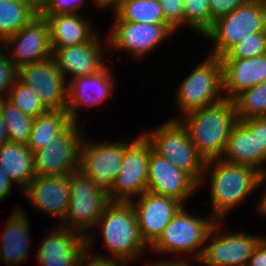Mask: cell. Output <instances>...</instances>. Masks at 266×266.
<instances>
[{
	"label": "cell",
	"instance_id": "cell-6",
	"mask_svg": "<svg viewBox=\"0 0 266 266\" xmlns=\"http://www.w3.org/2000/svg\"><path fill=\"white\" fill-rule=\"evenodd\" d=\"M183 205L170 223L163 230L158 240L150 247L157 253L180 255L188 254L192 259H201L207 236L216 222L210 218H200L191 215ZM204 245V246H203ZM184 253V254H183ZM190 253V254H189Z\"/></svg>",
	"mask_w": 266,
	"mask_h": 266
},
{
	"label": "cell",
	"instance_id": "cell-10",
	"mask_svg": "<svg viewBox=\"0 0 266 266\" xmlns=\"http://www.w3.org/2000/svg\"><path fill=\"white\" fill-rule=\"evenodd\" d=\"M220 225L221 220H216L207 236L201 259H191L192 263L197 261L198 265L200 263L203 266H247L255 247L264 236L243 231L224 233Z\"/></svg>",
	"mask_w": 266,
	"mask_h": 266
},
{
	"label": "cell",
	"instance_id": "cell-26",
	"mask_svg": "<svg viewBox=\"0 0 266 266\" xmlns=\"http://www.w3.org/2000/svg\"><path fill=\"white\" fill-rule=\"evenodd\" d=\"M0 168L21 194L36 177L34 153L26 144L8 141L0 147Z\"/></svg>",
	"mask_w": 266,
	"mask_h": 266
},
{
	"label": "cell",
	"instance_id": "cell-30",
	"mask_svg": "<svg viewBox=\"0 0 266 266\" xmlns=\"http://www.w3.org/2000/svg\"><path fill=\"white\" fill-rule=\"evenodd\" d=\"M0 113L5 122L8 141L27 144L34 119L22 113L5 97L0 98Z\"/></svg>",
	"mask_w": 266,
	"mask_h": 266
},
{
	"label": "cell",
	"instance_id": "cell-46",
	"mask_svg": "<svg viewBox=\"0 0 266 266\" xmlns=\"http://www.w3.org/2000/svg\"><path fill=\"white\" fill-rule=\"evenodd\" d=\"M8 142V135L5 126V122L3 121L2 115L0 113V147Z\"/></svg>",
	"mask_w": 266,
	"mask_h": 266
},
{
	"label": "cell",
	"instance_id": "cell-16",
	"mask_svg": "<svg viewBox=\"0 0 266 266\" xmlns=\"http://www.w3.org/2000/svg\"><path fill=\"white\" fill-rule=\"evenodd\" d=\"M135 199L138 200H131V202L135 209L139 233L149 248L158 240L184 203L173 197L150 191L144 192Z\"/></svg>",
	"mask_w": 266,
	"mask_h": 266
},
{
	"label": "cell",
	"instance_id": "cell-18",
	"mask_svg": "<svg viewBox=\"0 0 266 266\" xmlns=\"http://www.w3.org/2000/svg\"><path fill=\"white\" fill-rule=\"evenodd\" d=\"M42 239L36 252L40 266H81L87 252L86 237L61 225Z\"/></svg>",
	"mask_w": 266,
	"mask_h": 266
},
{
	"label": "cell",
	"instance_id": "cell-23",
	"mask_svg": "<svg viewBox=\"0 0 266 266\" xmlns=\"http://www.w3.org/2000/svg\"><path fill=\"white\" fill-rule=\"evenodd\" d=\"M221 61L225 100H233L242 91L266 81V54Z\"/></svg>",
	"mask_w": 266,
	"mask_h": 266
},
{
	"label": "cell",
	"instance_id": "cell-13",
	"mask_svg": "<svg viewBox=\"0 0 266 266\" xmlns=\"http://www.w3.org/2000/svg\"><path fill=\"white\" fill-rule=\"evenodd\" d=\"M80 151V169L93 184L106 194L111 193L118 171L121 168L124 147L128 139L115 143H93L83 138Z\"/></svg>",
	"mask_w": 266,
	"mask_h": 266
},
{
	"label": "cell",
	"instance_id": "cell-36",
	"mask_svg": "<svg viewBox=\"0 0 266 266\" xmlns=\"http://www.w3.org/2000/svg\"><path fill=\"white\" fill-rule=\"evenodd\" d=\"M18 79V68L0 45V98L6 97Z\"/></svg>",
	"mask_w": 266,
	"mask_h": 266
},
{
	"label": "cell",
	"instance_id": "cell-11",
	"mask_svg": "<svg viewBox=\"0 0 266 266\" xmlns=\"http://www.w3.org/2000/svg\"><path fill=\"white\" fill-rule=\"evenodd\" d=\"M83 131L73 122L64 132L34 152L36 176L70 175L80 169Z\"/></svg>",
	"mask_w": 266,
	"mask_h": 266
},
{
	"label": "cell",
	"instance_id": "cell-4",
	"mask_svg": "<svg viewBox=\"0 0 266 266\" xmlns=\"http://www.w3.org/2000/svg\"><path fill=\"white\" fill-rule=\"evenodd\" d=\"M153 151L186 172L199 186L206 160L191 142L187 129L175 117L163 122L158 128L142 133Z\"/></svg>",
	"mask_w": 266,
	"mask_h": 266
},
{
	"label": "cell",
	"instance_id": "cell-42",
	"mask_svg": "<svg viewBox=\"0 0 266 266\" xmlns=\"http://www.w3.org/2000/svg\"><path fill=\"white\" fill-rule=\"evenodd\" d=\"M265 182H266V177L263 174H261L259 181H258V184H257V188L259 189V187L261 188V186L264 187L263 185L264 184L266 185ZM262 192H264V193H263V195H261L260 201H258L259 204L257 206L258 207L257 210L260 213V215L262 214V215L266 216V188L265 187H264V191H262Z\"/></svg>",
	"mask_w": 266,
	"mask_h": 266
},
{
	"label": "cell",
	"instance_id": "cell-45",
	"mask_svg": "<svg viewBox=\"0 0 266 266\" xmlns=\"http://www.w3.org/2000/svg\"><path fill=\"white\" fill-rule=\"evenodd\" d=\"M92 1L100 9L112 7L113 8L112 10L114 11L122 0H92Z\"/></svg>",
	"mask_w": 266,
	"mask_h": 266
},
{
	"label": "cell",
	"instance_id": "cell-2",
	"mask_svg": "<svg viewBox=\"0 0 266 266\" xmlns=\"http://www.w3.org/2000/svg\"><path fill=\"white\" fill-rule=\"evenodd\" d=\"M177 118L206 161L221 158L230 132L238 121L233 101L225 99Z\"/></svg>",
	"mask_w": 266,
	"mask_h": 266
},
{
	"label": "cell",
	"instance_id": "cell-29",
	"mask_svg": "<svg viewBox=\"0 0 266 266\" xmlns=\"http://www.w3.org/2000/svg\"><path fill=\"white\" fill-rule=\"evenodd\" d=\"M114 12L121 21L168 24L158 0H122Z\"/></svg>",
	"mask_w": 266,
	"mask_h": 266
},
{
	"label": "cell",
	"instance_id": "cell-1",
	"mask_svg": "<svg viewBox=\"0 0 266 266\" xmlns=\"http://www.w3.org/2000/svg\"><path fill=\"white\" fill-rule=\"evenodd\" d=\"M260 176L259 171L246 165L232 164L221 159L206 161L200 184H204L205 177L210 178L212 217L223 222L225 214L258 190Z\"/></svg>",
	"mask_w": 266,
	"mask_h": 266
},
{
	"label": "cell",
	"instance_id": "cell-25",
	"mask_svg": "<svg viewBox=\"0 0 266 266\" xmlns=\"http://www.w3.org/2000/svg\"><path fill=\"white\" fill-rule=\"evenodd\" d=\"M41 16L49 23L51 48H65L89 42L97 34L82 13Z\"/></svg>",
	"mask_w": 266,
	"mask_h": 266
},
{
	"label": "cell",
	"instance_id": "cell-39",
	"mask_svg": "<svg viewBox=\"0 0 266 266\" xmlns=\"http://www.w3.org/2000/svg\"><path fill=\"white\" fill-rule=\"evenodd\" d=\"M94 252H86L83 257L81 266H127L128 262L111 258H101L91 255ZM92 256V257H91Z\"/></svg>",
	"mask_w": 266,
	"mask_h": 266
},
{
	"label": "cell",
	"instance_id": "cell-21",
	"mask_svg": "<svg viewBox=\"0 0 266 266\" xmlns=\"http://www.w3.org/2000/svg\"><path fill=\"white\" fill-rule=\"evenodd\" d=\"M199 188V185L183 170L150 152L147 191L173 197L182 203Z\"/></svg>",
	"mask_w": 266,
	"mask_h": 266
},
{
	"label": "cell",
	"instance_id": "cell-47",
	"mask_svg": "<svg viewBox=\"0 0 266 266\" xmlns=\"http://www.w3.org/2000/svg\"><path fill=\"white\" fill-rule=\"evenodd\" d=\"M263 3H264V6H265V9H266V0H263Z\"/></svg>",
	"mask_w": 266,
	"mask_h": 266
},
{
	"label": "cell",
	"instance_id": "cell-15",
	"mask_svg": "<svg viewBox=\"0 0 266 266\" xmlns=\"http://www.w3.org/2000/svg\"><path fill=\"white\" fill-rule=\"evenodd\" d=\"M1 46L17 68L50 58L52 48L47 19L38 14Z\"/></svg>",
	"mask_w": 266,
	"mask_h": 266
},
{
	"label": "cell",
	"instance_id": "cell-14",
	"mask_svg": "<svg viewBox=\"0 0 266 266\" xmlns=\"http://www.w3.org/2000/svg\"><path fill=\"white\" fill-rule=\"evenodd\" d=\"M18 79L28 85L47 110H61L68 103V81L54 58L18 68Z\"/></svg>",
	"mask_w": 266,
	"mask_h": 266
},
{
	"label": "cell",
	"instance_id": "cell-27",
	"mask_svg": "<svg viewBox=\"0 0 266 266\" xmlns=\"http://www.w3.org/2000/svg\"><path fill=\"white\" fill-rule=\"evenodd\" d=\"M72 123L73 120L70 118L66 108L48 110L33 120L26 146L34 153L64 132Z\"/></svg>",
	"mask_w": 266,
	"mask_h": 266
},
{
	"label": "cell",
	"instance_id": "cell-41",
	"mask_svg": "<svg viewBox=\"0 0 266 266\" xmlns=\"http://www.w3.org/2000/svg\"><path fill=\"white\" fill-rule=\"evenodd\" d=\"M13 186V182H11L9 177L0 168V202L7 199V197L11 195Z\"/></svg>",
	"mask_w": 266,
	"mask_h": 266
},
{
	"label": "cell",
	"instance_id": "cell-22",
	"mask_svg": "<svg viewBox=\"0 0 266 266\" xmlns=\"http://www.w3.org/2000/svg\"><path fill=\"white\" fill-rule=\"evenodd\" d=\"M98 32L89 42L65 48H52V57L64 78L89 76L98 73L106 65L103 50L105 43L99 38Z\"/></svg>",
	"mask_w": 266,
	"mask_h": 266
},
{
	"label": "cell",
	"instance_id": "cell-19",
	"mask_svg": "<svg viewBox=\"0 0 266 266\" xmlns=\"http://www.w3.org/2000/svg\"><path fill=\"white\" fill-rule=\"evenodd\" d=\"M33 208L63 223L69 208V175L36 176L21 192Z\"/></svg>",
	"mask_w": 266,
	"mask_h": 266
},
{
	"label": "cell",
	"instance_id": "cell-43",
	"mask_svg": "<svg viewBox=\"0 0 266 266\" xmlns=\"http://www.w3.org/2000/svg\"><path fill=\"white\" fill-rule=\"evenodd\" d=\"M258 139L260 140V149L266 151V117H258Z\"/></svg>",
	"mask_w": 266,
	"mask_h": 266
},
{
	"label": "cell",
	"instance_id": "cell-20",
	"mask_svg": "<svg viewBox=\"0 0 266 266\" xmlns=\"http://www.w3.org/2000/svg\"><path fill=\"white\" fill-rule=\"evenodd\" d=\"M114 76L106 65L101 71L89 76L69 78L68 103L66 109L73 122H78V109L83 105L89 106L105 103L113 94L115 88Z\"/></svg>",
	"mask_w": 266,
	"mask_h": 266
},
{
	"label": "cell",
	"instance_id": "cell-33",
	"mask_svg": "<svg viewBox=\"0 0 266 266\" xmlns=\"http://www.w3.org/2000/svg\"><path fill=\"white\" fill-rule=\"evenodd\" d=\"M184 26L203 37L211 29L209 0H184Z\"/></svg>",
	"mask_w": 266,
	"mask_h": 266
},
{
	"label": "cell",
	"instance_id": "cell-40",
	"mask_svg": "<svg viewBox=\"0 0 266 266\" xmlns=\"http://www.w3.org/2000/svg\"><path fill=\"white\" fill-rule=\"evenodd\" d=\"M247 266H266V237L255 247Z\"/></svg>",
	"mask_w": 266,
	"mask_h": 266
},
{
	"label": "cell",
	"instance_id": "cell-37",
	"mask_svg": "<svg viewBox=\"0 0 266 266\" xmlns=\"http://www.w3.org/2000/svg\"><path fill=\"white\" fill-rule=\"evenodd\" d=\"M158 1L162 8V12L166 22L175 31L184 26V7H183L184 0H158Z\"/></svg>",
	"mask_w": 266,
	"mask_h": 266
},
{
	"label": "cell",
	"instance_id": "cell-32",
	"mask_svg": "<svg viewBox=\"0 0 266 266\" xmlns=\"http://www.w3.org/2000/svg\"><path fill=\"white\" fill-rule=\"evenodd\" d=\"M5 98L33 119L48 111L33 90L19 79L16 80Z\"/></svg>",
	"mask_w": 266,
	"mask_h": 266
},
{
	"label": "cell",
	"instance_id": "cell-44",
	"mask_svg": "<svg viewBox=\"0 0 266 266\" xmlns=\"http://www.w3.org/2000/svg\"><path fill=\"white\" fill-rule=\"evenodd\" d=\"M184 259V257L179 260V259H176L175 261L174 260H157L156 262H152L155 266H194V265H191L192 263L190 262L191 260L189 259Z\"/></svg>",
	"mask_w": 266,
	"mask_h": 266
},
{
	"label": "cell",
	"instance_id": "cell-17",
	"mask_svg": "<svg viewBox=\"0 0 266 266\" xmlns=\"http://www.w3.org/2000/svg\"><path fill=\"white\" fill-rule=\"evenodd\" d=\"M220 159L232 164L246 165L264 173L266 151L260 149L258 118L238 120L234 124Z\"/></svg>",
	"mask_w": 266,
	"mask_h": 266
},
{
	"label": "cell",
	"instance_id": "cell-9",
	"mask_svg": "<svg viewBox=\"0 0 266 266\" xmlns=\"http://www.w3.org/2000/svg\"><path fill=\"white\" fill-rule=\"evenodd\" d=\"M152 150L142 133L124 147L121 168L108 195L110 201H131L147 191Z\"/></svg>",
	"mask_w": 266,
	"mask_h": 266
},
{
	"label": "cell",
	"instance_id": "cell-7",
	"mask_svg": "<svg viewBox=\"0 0 266 266\" xmlns=\"http://www.w3.org/2000/svg\"><path fill=\"white\" fill-rule=\"evenodd\" d=\"M258 32H266L263 0H247L234 11L217 19L203 38L214 43V50L209 54L222 57L241 39Z\"/></svg>",
	"mask_w": 266,
	"mask_h": 266
},
{
	"label": "cell",
	"instance_id": "cell-24",
	"mask_svg": "<svg viewBox=\"0 0 266 266\" xmlns=\"http://www.w3.org/2000/svg\"><path fill=\"white\" fill-rule=\"evenodd\" d=\"M29 228L25 211L19 208L11 212L0 240V258L6 265L18 266L27 260L30 246Z\"/></svg>",
	"mask_w": 266,
	"mask_h": 266
},
{
	"label": "cell",
	"instance_id": "cell-31",
	"mask_svg": "<svg viewBox=\"0 0 266 266\" xmlns=\"http://www.w3.org/2000/svg\"><path fill=\"white\" fill-rule=\"evenodd\" d=\"M232 101L238 120L266 117V81L242 91Z\"/></svg>",
	"mask_w": 266,
	"mask_h": 266
},
{
	"label": "cell",
	"instance_id": "cell-3",
	"mask_svg": "<svg viewBox=\"0 0 266 266\" xmlns=\"http://www.w3.org/2000/svg\"><path fill=\"white\" fill-rule=\"evenodd\" d=\"M96 226L101 228L104 245L112 254H95L96 256L131 263L144 255L142 253H145L147 246L140 236L131 201H110Z\"/></svg>",
	"mask_w": 266,
	"mask_h": 266
},
{
	"label": "cell",
	"instance_id": "cell-8",
	"mask_svg": "<svg viewBox=\"0 0 266 266\" xmlns=\"http://www.w3.org/2000/svg\"><path fill=\"white\" fill-rule=\"evenodd\" d=\"M176 98L181 117L188 112L222 102L221 58L208 54V58L199 63L178 86Z\"/></svg>",
	"mask_w": 266,
	"mask_h": 266
},
{
	"label": "cell",
	"instance_id": "cell-38",
	"mask_svg": "<svg viewBox=\"0 0 266 266\" xmlns=\"http://www.w3.org/2000/svg\"><path fill=\"white\" fill-rule=\"evenodd\" d=\"M246 1L247 0H209L211 28L217 19L234 11Z\"/></svg>",
	"mask_w": 266,
	"mask_h": 266
},
{
	"label": "cell",
	"instance_id": "cell-5",
	"mask_svg": "<svg viewBox=\"0 0 266 266\" xmlns=\"http://www.w3.org/2000/svg\"><path fill=\"white\" fill-rule=\"evenodd\" d=\"M69 186V208L61 226L83 234L86 237L87 251L91 252L95 240L91 228L95 227L110 199L108 194L99 190L92 180L79 170L69 175Z\"/></svg>",
	"mask_w": 266,
	"mask_h": 266
},
{
	"label": "cell",
	"instance_id": "cell-28",
	"mask_svg": "<svg viewBox=\"0 0 266 266\" xmlns=\"http://www.w3.org/2000/svg\"><path fill=\"white\" fill-rule=\"evenodd\" d=\"M38 15V0H0V45Z\"/></svg>",
	"mask_w": 266,
	"mask_h": 266
},
{
	"label": "cell",
	"instance_id": "cell-34",
	"mask_svg": "<svg viewBox=\"0 0 266 266\" xmlns=\"http://www.w3.org/2000/svg\"><path fill=\"white\" fill-rule=\"evenodd\" d=\"M266 54V32L250 34L234 45L221 59H248Z\"/></svg>",
	"mask_w": 266,
	"mask_h": 266
},
{
	"label": "cell",
	"instance_id": "cell-12",
	"mask_svg": "<svg viewBox=\"0 0 266 266\" xmlns=\"http://www.w3.org/2000/svg\"><path fill=\"white\" fill-rule=\"evenodd\" d=\"M106 38L105 47L124 50L134 58L141 59L153 52L163 40L168 39L175 30L169 24H143L121 21L116 15Z\"/></svg>",
	"mask_w": 266,
	"mask_h": 266
},
{
	"label": "cell",
	"instance_id": "cell-35",
	"mask_svg": "<svg viewBox=\"0 0 266 266\" xmlns=\"http://www.w3.org/2000/svg\"><path fill=\"white\" fill-rule=\"evenodd\" d=\"M84 0H38L39 15L82 13ZM81 11V12H80Z\"/></svg>",
	"mask_w": 266,
	"mask_h": 266
}]
</instances>
